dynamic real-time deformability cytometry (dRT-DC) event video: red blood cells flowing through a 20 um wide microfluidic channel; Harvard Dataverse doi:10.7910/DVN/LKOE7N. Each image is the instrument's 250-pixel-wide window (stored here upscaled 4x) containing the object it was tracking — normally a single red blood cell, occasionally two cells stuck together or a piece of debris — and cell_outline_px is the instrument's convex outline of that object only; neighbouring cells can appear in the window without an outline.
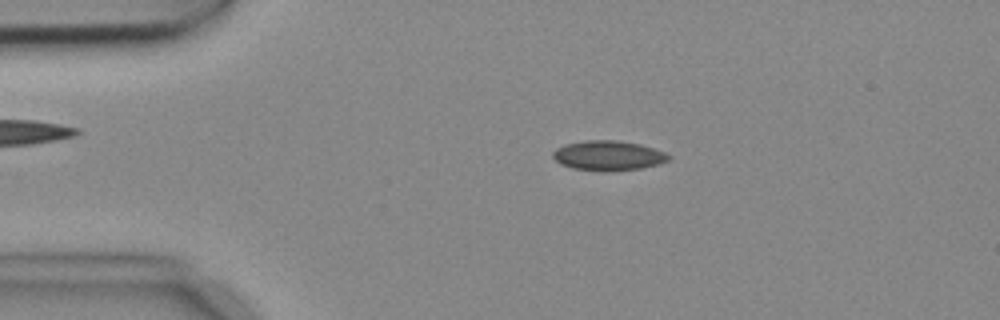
{"species": "common noctule bat (a hibernating species)", "species_latin": "Nyctalus noctula", "temperature_condition": "cold", "stored_images_in_passage": 4, "camera_frame_rate_fps": 3000, "um_per_image_px": 0.085, "animal": {"sex": "female", "body_mass_g": 18.4}, "frame": {"image": 1, "passage_image": 2, "time_ms": 0.333, "image_size_px": [1000, 320], "cell_outline_px": [[672, 156], [668, 160], [656, 164], [640, 168], [572, 168], [560, 164], [552, 156], [552, 152], [556, 148], [564, 144], [588, 140], [616, 140], [640, 144], [664, 152]], "centroid_in_image_um": [51.67, 13.16], "position_along_channel_um": 33.3, "area_um2": 19.07}}